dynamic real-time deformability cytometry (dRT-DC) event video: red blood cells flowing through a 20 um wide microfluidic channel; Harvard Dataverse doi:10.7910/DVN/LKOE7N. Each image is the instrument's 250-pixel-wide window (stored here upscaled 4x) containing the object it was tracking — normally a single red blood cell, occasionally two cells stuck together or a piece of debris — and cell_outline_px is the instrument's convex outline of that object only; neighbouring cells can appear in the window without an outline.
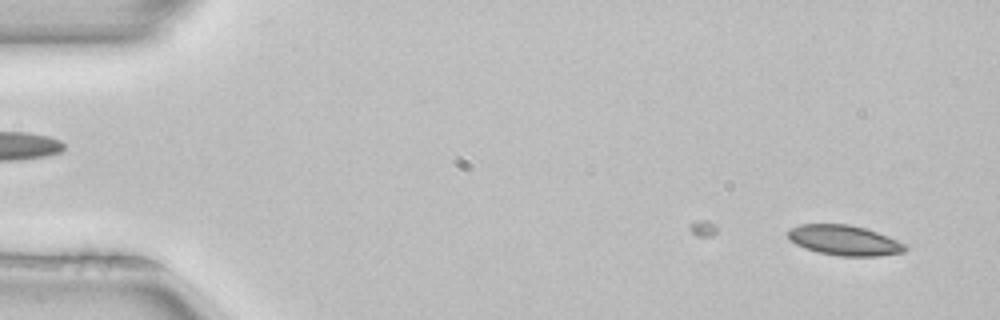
{"species": "common noctule bat (a hibernating species)", "species_latin": "Nyctalus noctula", "temperature_condition": "room temperature", "stored_images_in_passage": 48, "camera_frame_rate_fps": 3000, "um_per_image_px": 0.085, "animal": {"sex": "female", "body_mass_g": 22.7, "forearm_length_mm": 54.2}, "frame": {"image": 1, "passage_image": 3, "time_ms": 0.667, "image_size_px": [1000, 320], "cell_outline_px": [[908, 248], [904, 252], [880, 256], [840, 256], [816, 252], [804, 248], [788, 240], [788, 228], [800, 224], [848, 224], [864, 228], [888, 236], [908, 244]], "centroid_in_image_um": [71.77, 20.43], "position_along_channel_um": 13.2, "area_um2": 20.87}}
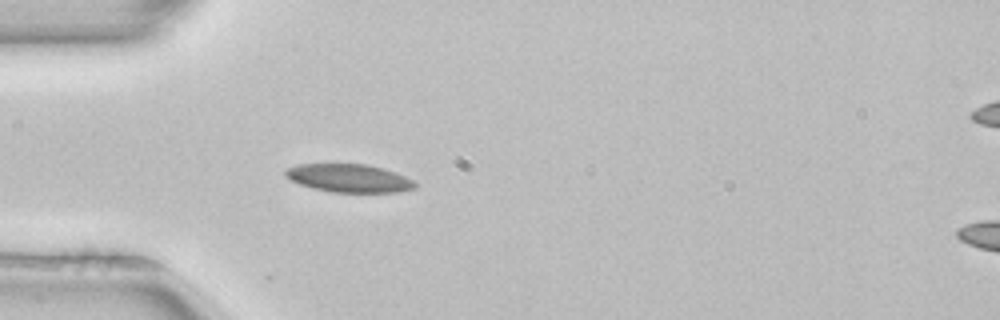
{"frame": {"image": 2, "passage_image": 15, "time_ms": 4.667, "image_size_px": [1000, 320], "cell_outline_px": [[416, 188], [396, 192], [332, 192], [312, 188], [300, 184], [284, 176], [284, 168], [296, 164], [368, 164], [384, 168], [404, 176], [412, 180], [416, 184]], "centroid_in_image_um": [29.62, 15.13], "position_along_channel_um": 55.4, "area_um2": 21.33}}
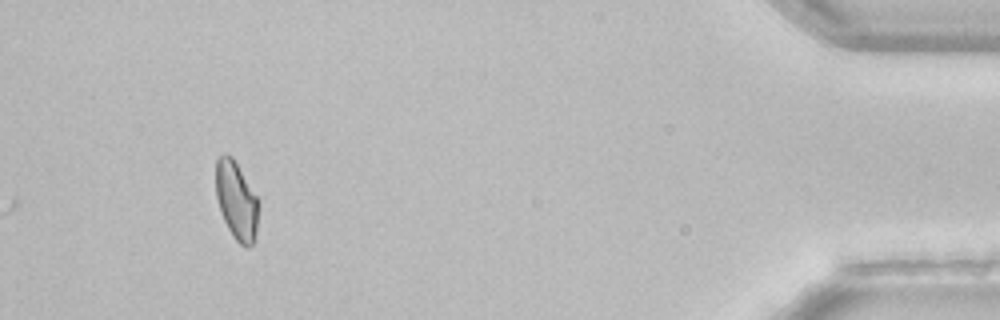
{"frame": {"image": 3, "passage_image": 48, "time_ms": 15.667, "image_size_px": [1000, 320], "cell_outline_px": [[256, 236], [252, 244], [248, 248], [244, 248], [232, 236], [224, 220], [216, 196], [216, 160], [224, 152], [232, 156], [256, 196]], "centroid_in_image_um": [20.06, 17.05], "position_along_channel_um": 415.1, "area_um2": 18.96}, "authors_computed_cell_mechanics": {"area_um2": 20.8658, "velocity_mm_per_s": 3.9524, "shape_relaxation_time_tau1_ms": 7.1509, "shape_relaxation_time_tau2_ms": 5.3652, "deformation_change_tau1": 0.1209, "deformation_change_tau2": 0.0988}}